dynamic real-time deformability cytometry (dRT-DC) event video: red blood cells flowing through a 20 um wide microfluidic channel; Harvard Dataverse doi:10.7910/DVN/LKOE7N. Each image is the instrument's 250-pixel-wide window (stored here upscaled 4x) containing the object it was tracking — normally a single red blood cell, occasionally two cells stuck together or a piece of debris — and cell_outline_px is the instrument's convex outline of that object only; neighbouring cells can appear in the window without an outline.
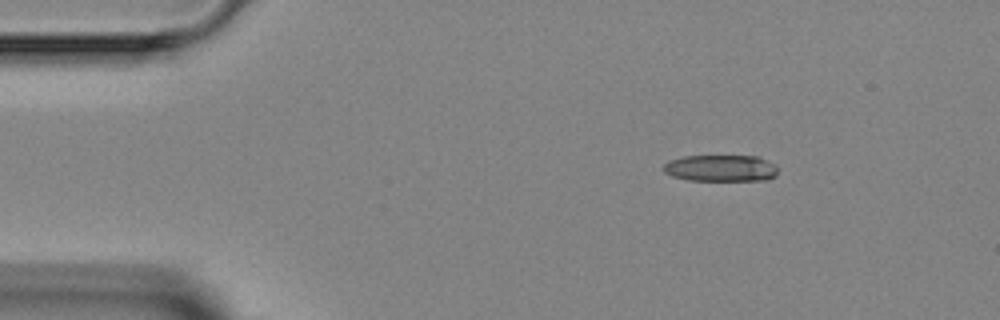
{"species": "Egyptian fruit bat (a non-hibernating species)", "species_latin": "Rousettus aegyptiacus", "temperature_condition": "room temperature", "stored_images_in_passage": 4, "camera_frame_rate_fps": 3000, "um_per_image_px": 0.085, "animal": {"sex": "female"}, "frame": {"image": 1, "passage_image": 1, "time_ms": 0.0, "image_size_px": [1000, 320], "cell_outline_px": [[776, 176], [768, 180], [688, 180], [672, 176], [664, 172], [664, 164], [668, 160], [684, 156], [760, 156], [776, 164]], "centroid_in_image_um": [61.29, 14.29], "position_along_channel_um": 23.7, "area_um2": 17.86}}
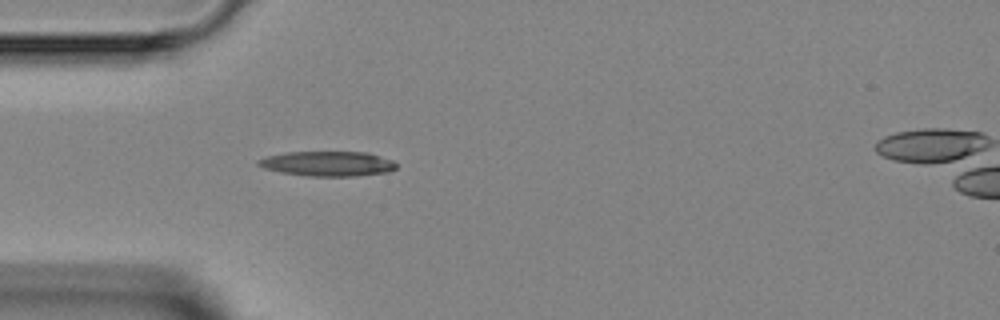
{"frame": {"image": 2, "passage_image": 3, "time_ms": 2.333, "image_size_px": [1000, 320], "cell_outline_px": [[396, 168], [388, 172], [356, 176], [308, 176], [280, 172], [264, 168], [256, 164], [256, 160], [268, 156], [288, 152], [368, 152], [392, 160], [396, 164]], "centroid_in_image_um": [27.85, 13.91], "position_along_channel_um": 57.1, "area_um2": 20.0}}